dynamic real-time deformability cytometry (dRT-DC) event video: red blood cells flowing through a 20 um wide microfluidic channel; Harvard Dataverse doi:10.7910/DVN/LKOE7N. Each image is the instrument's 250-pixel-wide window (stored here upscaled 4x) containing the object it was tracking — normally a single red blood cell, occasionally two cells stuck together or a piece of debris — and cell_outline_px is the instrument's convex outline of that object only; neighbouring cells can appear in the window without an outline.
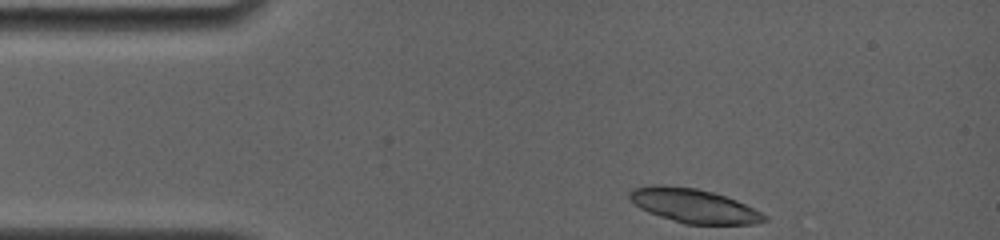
{"species": "common noctule bat (a hibernating species)", "species_latin": "Nyctalus noctula", "temperature_condition": "room temperature", "stored_images_in_passage": 3, "camera_frame_rate_fps": 4000, "um_per_image_px": 0.085, "animal": {"sex": "female", "body_mass_g": 19.0, "forearm_length_mm": 56.7}, "frame": {"image": 1, "passage_image": 1, "time_ms": 0.0, "image_size_px": [1000, 240], "cell_outline_px": [[768, 220], [756, 224], [684, 224], [648, 212], [640, 208], [628, 196], [628, 192], [632, 188], [652, 184], [660, 184], [696, 188], [712, 192], [736, 200], [768, 216]], "centroid_in_image_um": [58.95, 17.48], "position_along_channel_um": 26.1, "area_um2": 26.7}}